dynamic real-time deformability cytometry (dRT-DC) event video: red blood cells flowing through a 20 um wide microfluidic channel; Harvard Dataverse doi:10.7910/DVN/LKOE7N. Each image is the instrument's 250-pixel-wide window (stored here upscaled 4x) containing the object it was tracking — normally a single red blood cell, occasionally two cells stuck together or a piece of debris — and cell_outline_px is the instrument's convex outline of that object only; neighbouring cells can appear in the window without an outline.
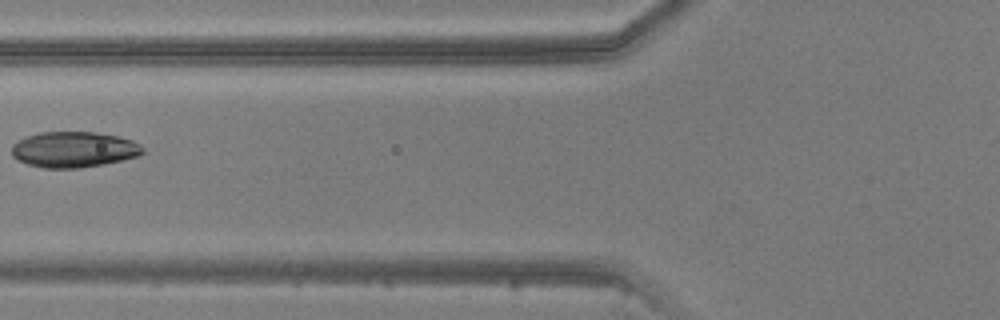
{"species": "common noctule bat (a hibernating species)", "species_latin": "Nyctalus noctula", "temperature_condition": "warm", "stored_images_in_passage": 5, "camera_frame_rate_fps": 3000, "um_per_image_px": 0.085, "animal": {"sex": "male", "body_mass_g": 20.5, "forearm_length_mm": 52.5}, "frame": {"image": 1, "passage_image": 5, "time_ms": 5.333, "image_size_px": [1000, 320], "cell_outline_px": [[144, 152], [140, 156], [104, 164], [80, 168], [44, 168], [28, 164], [12, 156], [12, 144], [28, 136], [40, 132], [96, 132], [116, 136], [132, 140], [140, 144], [144, 148]], "centroid_in_image_um": [6.31, 12.71], "position_along_channel_um": 119.5, "area_um2": 27.28}}